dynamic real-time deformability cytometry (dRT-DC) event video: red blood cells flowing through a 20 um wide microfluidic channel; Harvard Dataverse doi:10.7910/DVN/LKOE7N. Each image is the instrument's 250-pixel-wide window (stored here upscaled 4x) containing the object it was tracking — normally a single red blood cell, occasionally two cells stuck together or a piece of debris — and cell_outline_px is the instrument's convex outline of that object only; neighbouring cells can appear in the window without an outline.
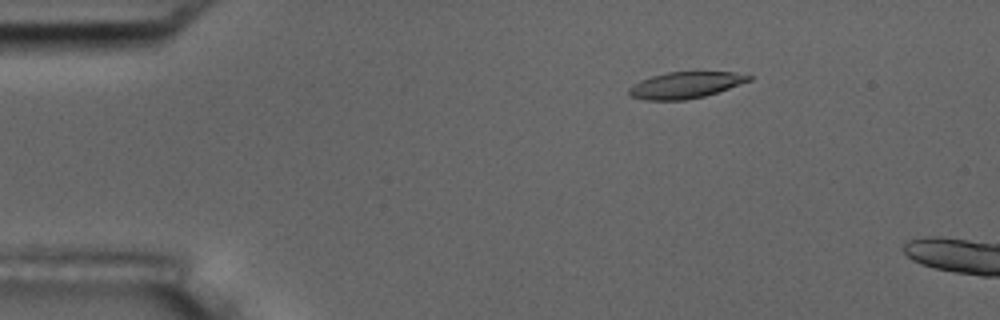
{"species": "common noctule bat (a hibernating species)", "species_latin": "Nyctalus noctula", "temperature_condition": "room temperature", "stored_images_in_passage": 6, "segment_of_instrument_passage": [2, 2], "camera_frame_rate_fps": 3000, "um_per_image_px": 0.085, "animal": {"sex": "male", "body_mass_g": 17.5, "forearm_length_mm": 52.3}, "frame": {"image": 1, "passage_image": 6, "time_ms": 6.667, "image_size_px": [1000, 320], "cell_outline_px": [[752, 80], [704, 96], [684, 100], [644, 100], [628, 96], [628, 88], [640, 80], [652, 76], [668, 72], [732, 72], [752, 76]], "centroid_in_image_um": [58.21, 7.24], "position_along_channel_um": 26.8, "area_um2": 18.32}}